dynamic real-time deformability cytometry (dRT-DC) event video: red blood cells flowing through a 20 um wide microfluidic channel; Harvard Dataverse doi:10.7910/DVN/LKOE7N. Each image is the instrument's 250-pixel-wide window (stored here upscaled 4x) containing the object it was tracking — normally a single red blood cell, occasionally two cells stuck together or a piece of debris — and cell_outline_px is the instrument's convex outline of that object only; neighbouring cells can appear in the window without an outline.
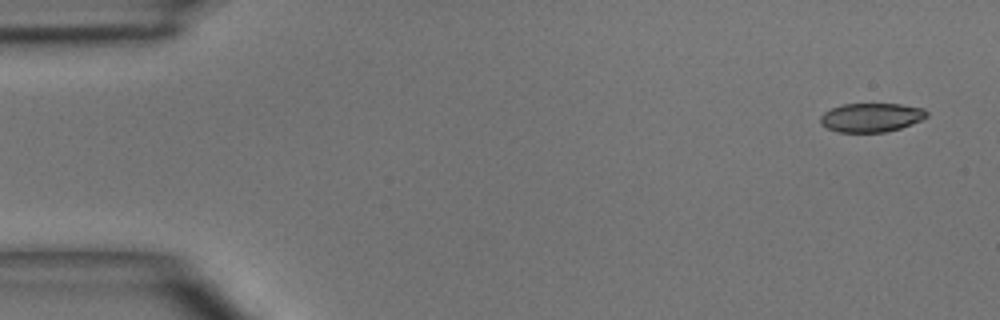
{"species": "common noctule bat (a hibernating species)", "species_latin": "Nyctalus noctula", "temperature_condition": "room temperature", "stored_images_in_passage": 5, "segment_of_instrument_passage": [1, 2], "camera_frame_rate_fps": 3000, "um_per_image_px": 0.085, "animal": {"sex": "male", "body_mass_g": 15.6}, "frame": {"image": 1, "passage_image": 1, "time_ms": 0.0, "image_size_px": [1000, 320], "cell_outline_px": [[928, 116], [912, 124], [900, 128], [884, 132], [836, 132], [820, 124], [820, 116], [824, 112], [832, 108], [844, 104], [900, 104], [924, 108], [928, 112]], "centroid_in_image_um": [74.05, 9.98], "position_along_channel_um": 10.9, "area_um2": 17.92}}